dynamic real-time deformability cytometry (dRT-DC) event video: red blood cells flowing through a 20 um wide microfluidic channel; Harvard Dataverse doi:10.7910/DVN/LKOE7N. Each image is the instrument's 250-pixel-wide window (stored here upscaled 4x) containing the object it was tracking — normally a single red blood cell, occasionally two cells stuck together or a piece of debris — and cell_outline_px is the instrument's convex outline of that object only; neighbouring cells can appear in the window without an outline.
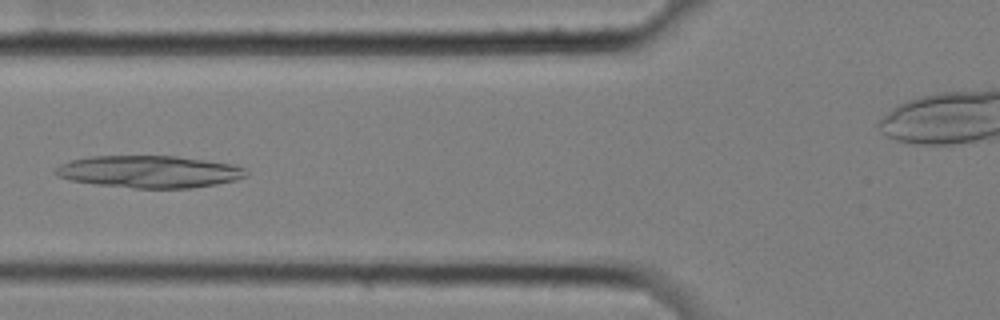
{"species": "common noctule bat (a hibernating species)", "species_latin": "Nyctalus noctula", "temperature_condition": "cold", "stored_images_in_passage": 10, "segment_of_instrument_passage": [1, 2], "camera_frame_rate_fps": 3000, "um_per_image_px": 0.085, "animal": {"sex": "female", "body_mass_g": 25.1}, "frame": {"image": 1, "passage_image": 5, "time_ms": 1.333, "image_size_px": [1000, 320], "cell_outline_px": [[248, 176], [236, 180], [216, 184], [192, 188], [136, 188], [96, 184], [72, 180], [60, 176], [52, 172], [60, 164], [72, 160], [92, 156], [176, 156], [236, 164], [244, 168], [248, 172]], "centroid_in_image_um": [12.75, 14.59], "position_along_channel_um": 113.0, "area_um2": 35.72}}
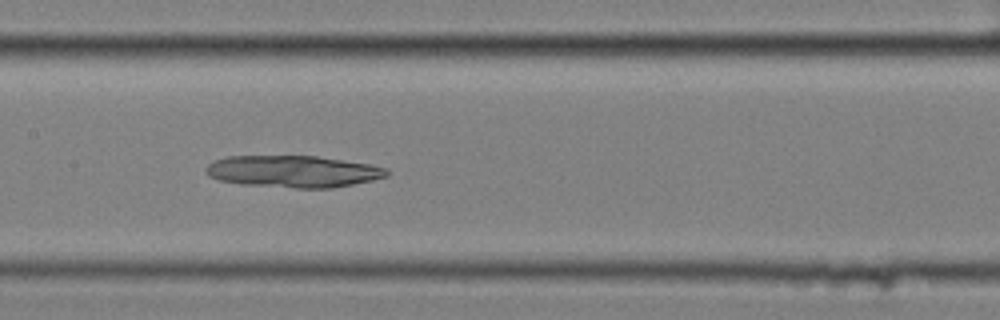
{"frame": {"image": 2, "passage_image": 7, "time_ms": 2.0, "image_size_px": [1000, 320], "cell_outline_px": [[388, 176], [372, 180], [332, 188], [296, 188], [244, 184], [220, 180], [208, 176], [204, 172], [204, 168], [208, 164], [216, 160], [228, 156], [316, 156], [372, 164], [388, 168]], "centroid_in_image_um": [24.93, 14.57], "position_along_channel_um": 182.5, "area_um2": 33.58}}
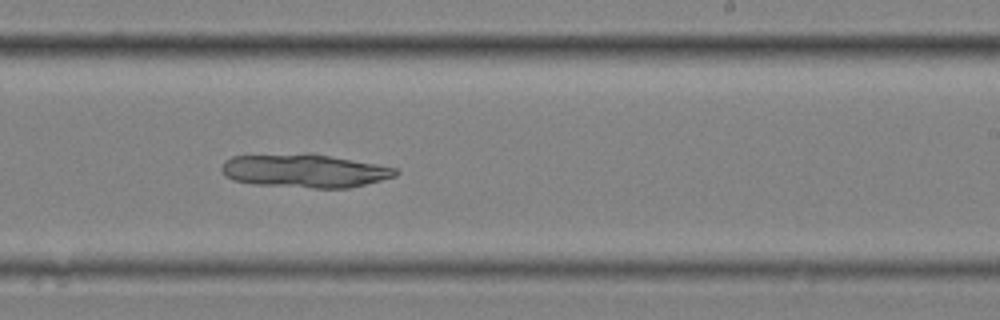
{"frame": {"image": 3, "passage_image": 9, "time_ms": 2.667, "image_size_px": [1000, 320], "cell_outline_px": [[400, 172], [396, 176], [348, 188], [312, 188], [252, 184], [232, 180], [224, 176], [220, 168], [224, 160], [232, 156], [304, 152], [312, 152], [376, 164], [396, 168]], "centroid_in_image_um": [25.83, 14.5], "position_along_channel_um": 263.2, "area_um2": 34.51}}